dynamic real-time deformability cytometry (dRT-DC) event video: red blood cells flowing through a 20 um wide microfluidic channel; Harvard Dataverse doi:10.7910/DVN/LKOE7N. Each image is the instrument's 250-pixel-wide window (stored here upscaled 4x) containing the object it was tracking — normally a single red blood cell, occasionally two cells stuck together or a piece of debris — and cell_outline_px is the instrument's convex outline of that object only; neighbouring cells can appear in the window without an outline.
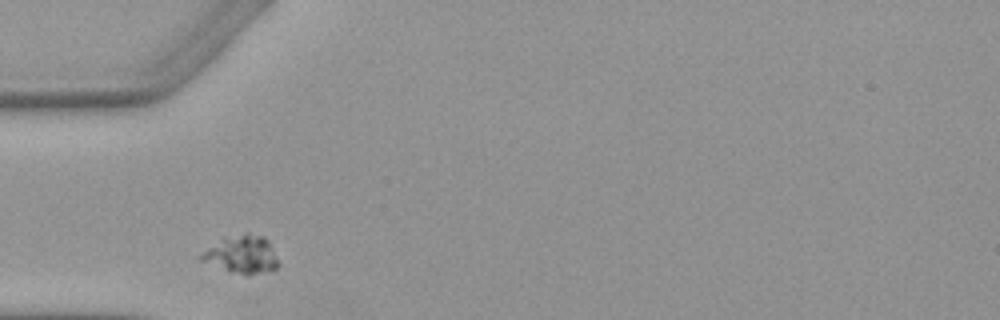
{"species": "Egyptian fruit bat (a non-hibernating species)", "species_latin": "Rousettus aegyptiacus", "temperature_condition": "warm", "stored_images_in_passage": 4, "camera_frame_rate_fps": 3000, "um_per_image_px": 0.085, "animal": {"sex": "female"}, "frame": {"image": 1, "passage_image": 1, "time_ms": 0.0, "image_size_px": [1000, 320], "cell_outline_px": [[280, 264], [276, 268], [248, 276], [228, 272], [200, 260], [200, 256], [208, 248], [224, 240], [244, 232], [248, 232], [264, 236], [268, 240]], "centroid_in_image_um": [20.6, 21.66], "position_along_channel_um": 64.4, "area_um2": 16.76}}
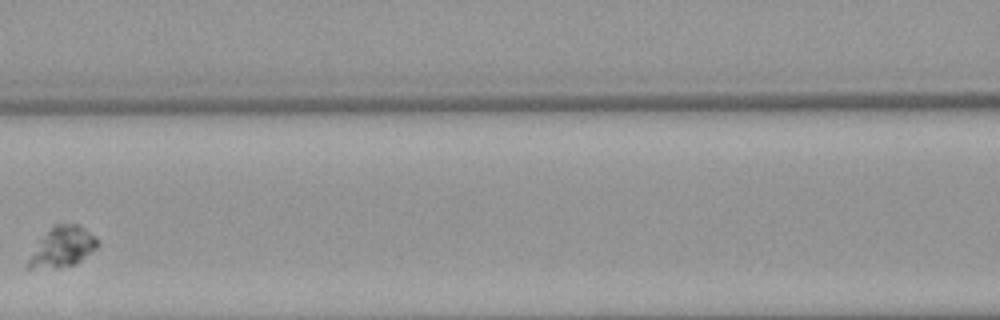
{"frame": {"image": 2, "passage_image": 3, "time_ms": 2.667, "image_size_px": [1000, 320], "cell_outline_px": [[100, 244], [96, 248], [76, 264], [56, 268], [28, 268], [28, 260], [40, 240], [52, 224], [80, 224], [96, 236]], "centroid_in_image_um": [5.35, 20.96], "position_along_channel_um": 161.2, "area_um2": 16.13}}
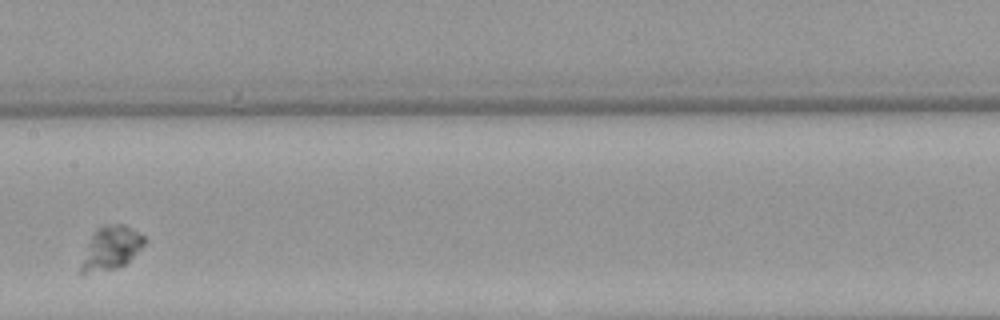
{"frame": {"image": 3, "passage_image": 4, "time_ms": 3.667, "image_size_px": [1000, 320], "cell_outline_px": [[144, 244], [128, 264], [116, 268], [80, 276], [80, 268], [88, 244], [96, 228], [100, 224], [124, 224], [140, 232], [144, 236]], "centroid_in_image_um": [9.44, 21.09], "position_along_channel_um": 198.0, "area_um2": 16.24}}